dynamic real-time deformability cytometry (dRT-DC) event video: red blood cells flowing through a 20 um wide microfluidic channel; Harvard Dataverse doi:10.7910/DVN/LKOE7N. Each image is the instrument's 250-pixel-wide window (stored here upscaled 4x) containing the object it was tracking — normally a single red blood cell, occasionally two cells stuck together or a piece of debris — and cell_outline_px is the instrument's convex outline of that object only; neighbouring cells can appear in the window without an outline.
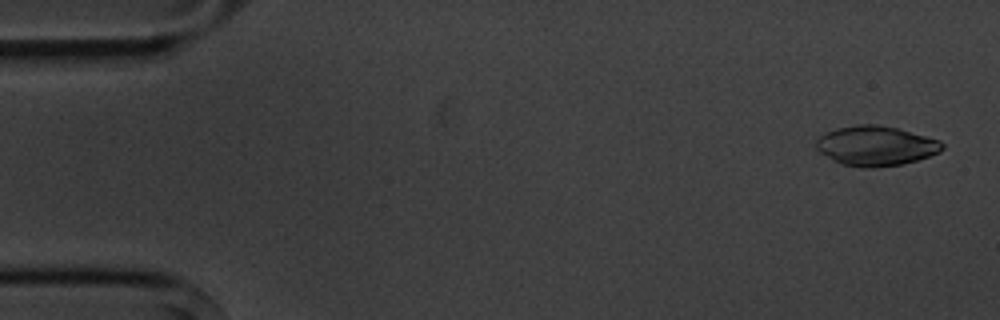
{"species": "common noctule bat (a hibernating species)", "species_latin": "Nyctalus noctula", "temperature_condition": "cold", "stored_images_in_passage": 6, "camera_frame_rate_fps": 3000, "um_per_image_px": 0.085, "animal": {"sex": "male", "body_mass_g": 20.1, "forearm_length_mm": 53.5}, "frame": {"image": 1, "passage_image": 1, "time_ms": 0.0, "image_size_px": [1000, 320], "cell_outline_px": [[944, 148], [940, 152], [916, 160], [900, 164], [872, 168], [860, 168], [840, 164], [832, 160], [820, 152], [816, 148], [816, 140], [820, 136], [836, 128], [856, 124], [876, 124], [896, 128], [940, 140], [944, 144]], "centroid_in_image_um": [74.42, 12.4], "position_along_channel_um": 10.6, "area_um2": 29.19}}